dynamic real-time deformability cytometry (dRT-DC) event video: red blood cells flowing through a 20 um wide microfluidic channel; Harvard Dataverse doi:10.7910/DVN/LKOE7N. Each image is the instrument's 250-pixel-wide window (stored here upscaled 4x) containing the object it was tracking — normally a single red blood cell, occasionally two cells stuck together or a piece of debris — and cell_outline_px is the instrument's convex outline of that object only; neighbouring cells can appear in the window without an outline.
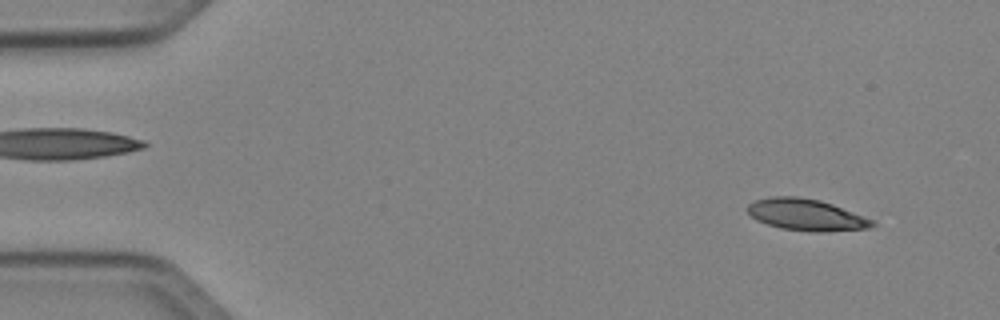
{"species": "Egyptian fruit bat (a non-hibernating species)", "species_latin": "Rousettus aegyptiacus", "temperature_condition": "cold", "stored_images_in_passage": 50, "camera_frame_rate_fps": 3000, "um_per_image_px": 0.085, "animal": {"sex": "female"}, "frame": {"image": 1, "passage_image": 4, "time_ms": 1.0, "image_size_px": [1000, 320], "cell_outline_px": [[876, 224], [868, 228], [820, 232], [816, 232], [780, 228], [756, 220], [744, 208], [748, 204], [756, 200], [768, 196], [796, 196], [820, 200], [832, 204], [876, 220]], "centroid_in_image_um": [68.52, 18.24], "position_along_channel_um": 16.5, "area_um2": 23.06}}
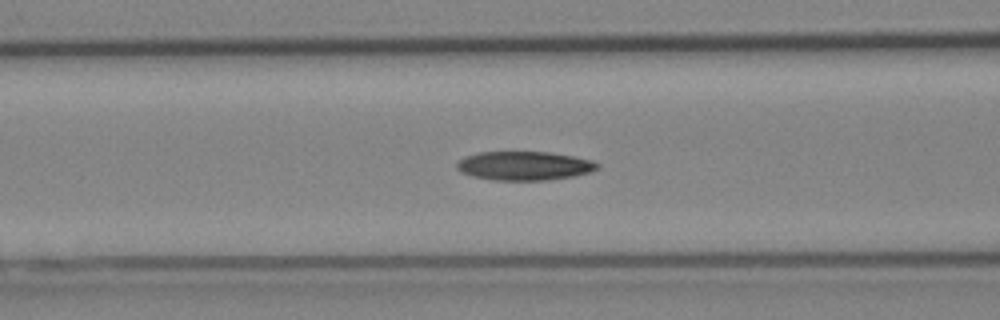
{"frame": {"image": 2, "passage_image": 20, "time_ms": 6.333, "image_size_px": [1000, 320], "cell_outline_px": [[600, 168], [588, 172], [572, 176], [548, 180], [492, 180], [472, 176], [460, 172], [456, 168], [456, 164], [464, 156], [476, 152], [548, 152], [572, 156], [592, 160], [600, 164]], "centroid_in_image_um": [44.53, 14.09], "position_along_channel_um": 122.1, "area_um2": 23.7}}
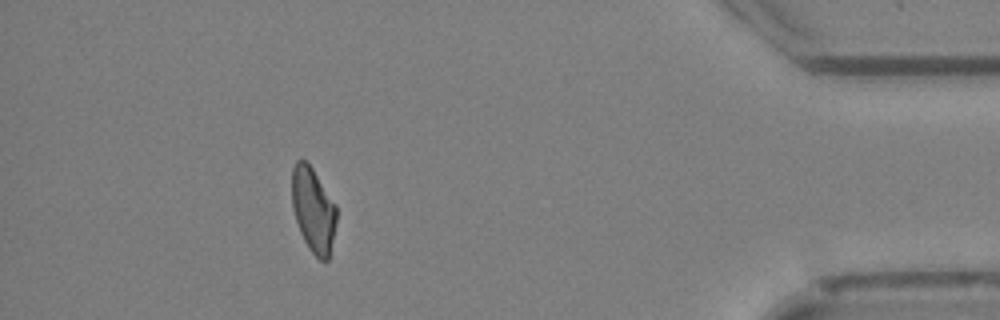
{"frame": {"image": 3, "passage_image": 45, "time_ms": 14.667, "image_size_px": [1000, 320], "cell_outline_px": [[336, 224], [328, 260], [320, 260], [308, 248], [300, 232], [292, 208], [292, 168], [296, 160], [304, 160], [312, 168], [336, 204]], "centroid_in_image_um": [26.62, 17.84], "position_along_channel_um": 408.6, "area_um2": 21.91}, "authors_computed_cell_mechanics": {"area_um2": 23.3512, "velocity_mm_per_s": 4.0543, "shape_relaxation_time_tau1_ms": 7.7857, "shape_relaxation_time_tau2_ms": 6.2408, "deformation_change_tau1": 0.1769, "deformation_change_tau2": 0.1491}}